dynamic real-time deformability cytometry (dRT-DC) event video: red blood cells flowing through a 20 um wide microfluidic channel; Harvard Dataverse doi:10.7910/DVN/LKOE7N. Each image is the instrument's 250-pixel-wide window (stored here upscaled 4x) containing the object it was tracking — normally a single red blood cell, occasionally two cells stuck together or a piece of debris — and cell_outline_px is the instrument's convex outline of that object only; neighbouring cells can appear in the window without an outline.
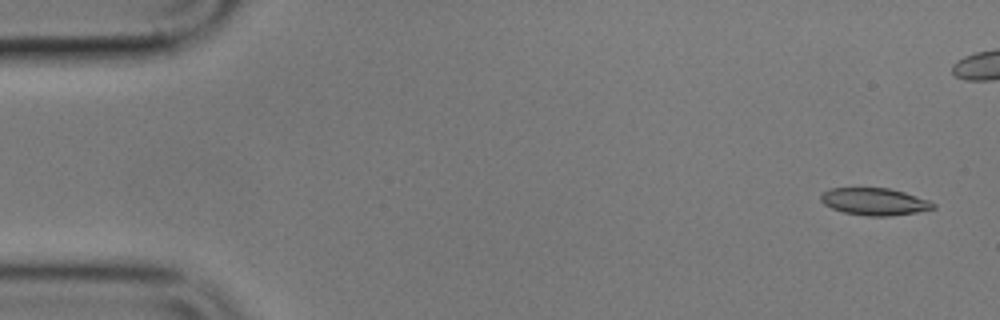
{"species": "common noctule bat (a hibernating species)", "species_latin": "Nyctalus noctula", "temperature_condition": "cold", "stored_images_in_passage": 58, "camera_frame_rate_fps": 3000, "um_per_image_px": 0.085, "animal": {"sex": "male", "body_mass_g": 17.9}, "frame": {"image": 1, "passage_image": 3, "time_ms": 0.667, "image_size_px": [1000, 320], "cell_outline_px": [[936, 208], [916, 212], [892, 216], [868, 216], [844, 212], [832, 208], [824, 204], [820, 200], [820, 196], [828, 188], [888, 188], [904, 192], [928, 200], [936, 204]], "centroid_in_image_um": [74.33, 17.14], "position_along_channel_um": 10.7, "area_um2": 17.74}}
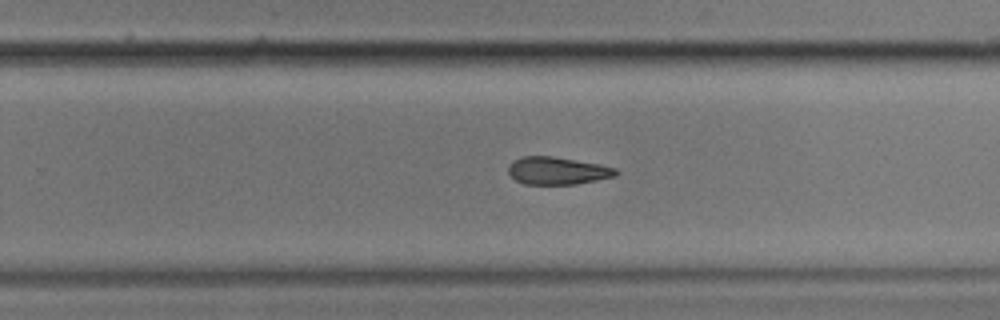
{"frame": {"image": 2, "passage_image": 36, "time_ms": 11.667, "image_size_px": [1000, 320], "cell_outline_px": [[620, 172], [616, 176], [576, 184], [524, 184], [516, 180], [508, 172], [508, 164], [512, 160], [524, 156], [552, 156], [600, 164], [616, 168]], "centroid_in_image_um": [47.38, 14.51], "position_along_channel_um": 282.4, "area_um2": 17.34}}
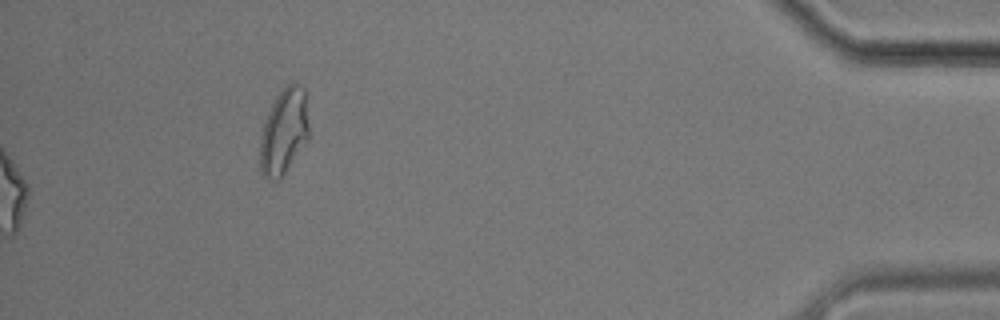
{"frame": {"image": 3, "passage_image": 58, "time_ms": 19.0, "image_size_px": [1000, 320], "cell_outline_px": [[308, 140], [284, 172], [276, 180], [272, 180], [264, 176], [260, 168], [260, 136], [268, 112], [276, 96], [292, 80], [304, 88], [308, 124]], "centroid_in_image_um": [24.13, 11.15], "position_along_channel_um": 411.1, "area_um2": 23.99}, "authors_computed_cell_mechanics": {"area_um2": 18.5249, "velocity_mm_per_s": 3.5245, "shape_relaxation_time_tau1_ms": null, "shape_relaxation_time_tau2_ms": 4.3461, "deformation_change_tau1": null, "deformation_change_tau2": 0.1403}}